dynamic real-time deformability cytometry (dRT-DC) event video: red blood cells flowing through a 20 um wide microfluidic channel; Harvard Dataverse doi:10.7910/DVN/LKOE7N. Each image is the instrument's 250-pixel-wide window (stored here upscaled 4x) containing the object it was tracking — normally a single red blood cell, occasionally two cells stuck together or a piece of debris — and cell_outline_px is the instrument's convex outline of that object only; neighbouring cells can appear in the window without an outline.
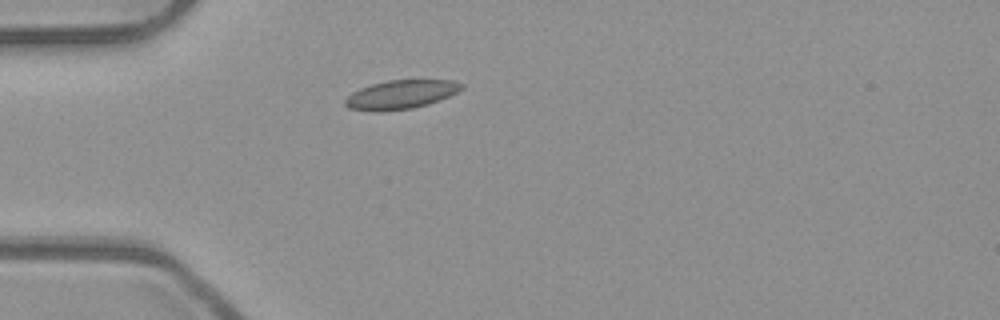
{"species": "common noctule bat (a hibernating species)", "species_latin": "Nyctalus noctula", "temperature_condition": "room temperature", "stored_images_in_passage": 31, "camera_frame_rate_fps": 3000, "um_per_image_px": 0.085, "animal": {"sex": "male", "body_mass_g": 23.1, "forearm_length_mm": 52.7}, "frame": {"image": 1, "passage_image": 1, "time_ms": 0.0, "image_size_px": [1000, 320], "cell_outline_px": [[464, 88], [448, 96], [428, 104], [412, 108], [372, 112], [348, 108], [344, 104], [344, 100], [352, 92], [360, 88], [372, 84], [388, 80], [452, 80], [464, 84]], "centroid_in_image_um": [34.04, 8.03], "position_along_channel_um": 51.0, "area_um2": 19.48}}
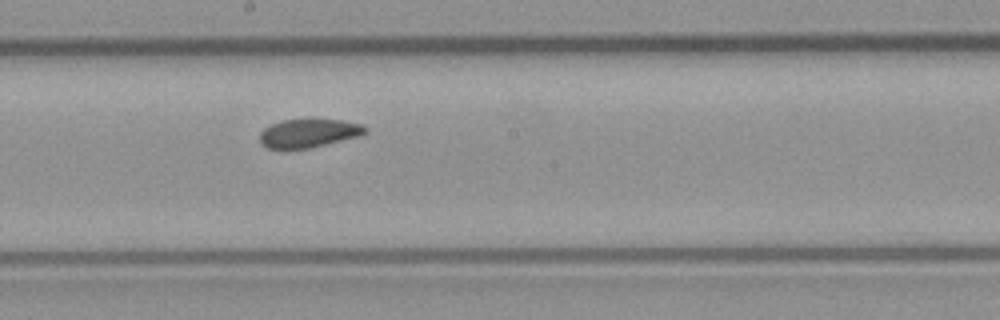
{"frame": {"image": 2, "passage_image": 15, "time_ms": 4.667, "image_size_px": [1000, 320], "cell_outline_px": [[368, 132], [360, 136], [308, 148], [268, 148], [260, 144], [260, 132], [264, 128], [280, 120], [308, 116], [312, 116], [344, 120], [360, 124], [368, 128]], "centroid_in_image_um": [26.26, 11.25], "position_along_channel_um": 221.9, "area_um2": 18.32}}
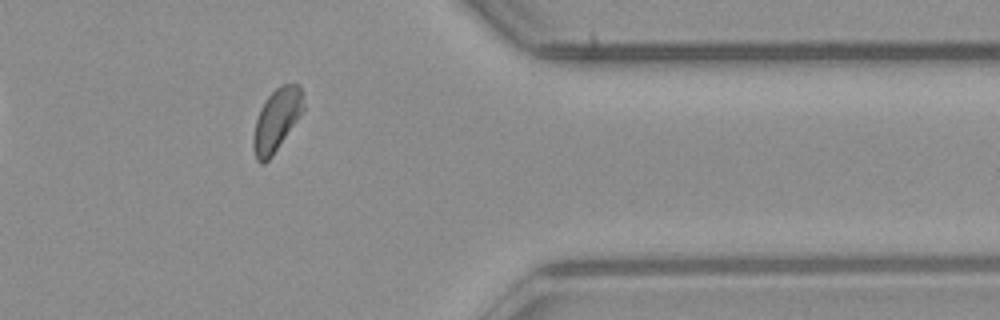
{"frame": {"image": 3, "passage_image": 29, "time_ms": 9.333, "image_size_px": [1000, 320], "cell_outline_px": [[304, 112], [272, 156], [264, 164], [260, 164], [256, 160], [252, 148], [252, 136], [256, 120], [260, 108], [268, 96], [280, 84], [300, 84], [304, 108]], "centroid_in_image_um": [23.5, 10.22], "position_along_channel_um": 387.9, "area_um2": 18.5}, "authors_computed_cell_mechanics": {"area_um2": 18.5538, "velocity_mm_per_s": 3.9132, "shape_relaxation_time_tau1_ms": 7.5142, "shape_relaxation_time_tau2_ms": 4.2113, "deformation_change_tau1": 0.1088, "deformation_change_tau2": 0.045}}